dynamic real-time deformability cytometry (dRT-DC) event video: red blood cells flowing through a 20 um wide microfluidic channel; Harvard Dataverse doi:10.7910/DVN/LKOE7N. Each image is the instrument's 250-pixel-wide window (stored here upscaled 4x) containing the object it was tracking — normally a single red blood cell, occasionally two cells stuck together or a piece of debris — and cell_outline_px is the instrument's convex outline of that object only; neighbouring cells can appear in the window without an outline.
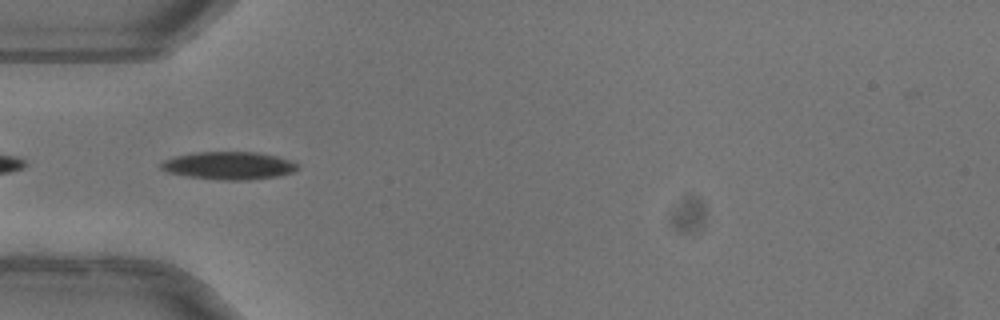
{"species": "common noctule bat (a hibernating species)", "species_latin": "Nyctalus noctula", "temperature_condition": "warm", "stored_images_in_passage": 33, "camera_frame_rate_fps": 3000, "um_per_image_px": 0.085, "animal": {"sex": "female"}, "frame": {"image": 1, "passage_image": 1, "time_ms": 0.0, "image_size_px": [1000, 320], "cell_outline_px": [[300, 168], [296, 172], [280, 176], [248, 180], [220, 180], [188, 176], [168, 172], [160, 168], [160, 164], [164, 160], [176, 156], [196, 152], [256, 152], [276, 156], [292, 160]], "centroid_in_image_um": [19.51, 14.08], "position_along_channel_um": 65.5, "area_um2": 22.2}, "authors_computed_cell_mechanics": {"area_um2": 21.386, "velocity_mm_per_s": 4.051, "shape_relaxation_time_tau1_ms": 3.309, "shape_relaxation_time_tau2_ms": null, "deformation_change_tau1": 0.1644, "deformation_change_tau2": null}}